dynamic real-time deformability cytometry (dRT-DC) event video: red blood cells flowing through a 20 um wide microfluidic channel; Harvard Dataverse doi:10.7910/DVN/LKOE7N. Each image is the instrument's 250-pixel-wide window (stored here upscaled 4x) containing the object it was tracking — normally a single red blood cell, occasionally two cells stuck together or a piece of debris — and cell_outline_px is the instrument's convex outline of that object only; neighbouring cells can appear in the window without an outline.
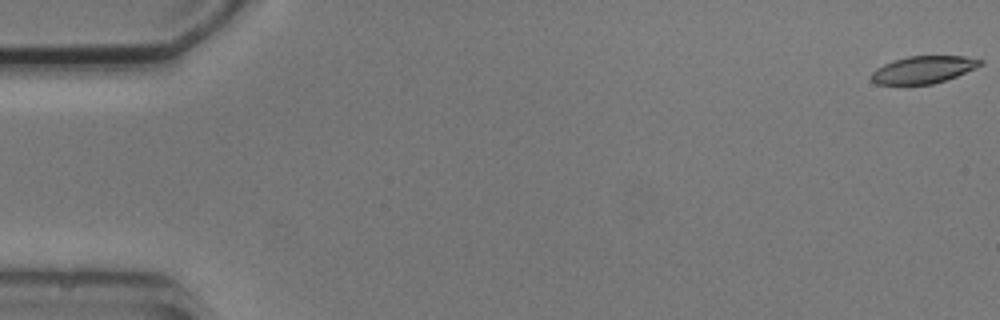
{"species": "common noctule bat (a hibernating species)", "species_latin": "Nyctalus noctula", "temperature_condition": "cold", "stored_images_in_passage": 8, "camera_frame_rate_fps": 3000, "um_per_image_px": 0.085, "animal": {"sex": "male", "body_mass_g": 20.5, "forearm_length_mm": 52.5}, "frame": {"image": 1, "passage_image": 1, "time_ms": 0.0, "image_size_px": [1000, 320], "cell_outline_px": [[984, 64], [956, 76], [932, 84], [876, 84], [868, 76], [876, 68], [884, 64], [908, 56], [964, 56], [984, 60]], "centroid_in_image_um": [78.48, 5.92], "position_along_channel_um": 6.5, "area_um2": 17.22}}
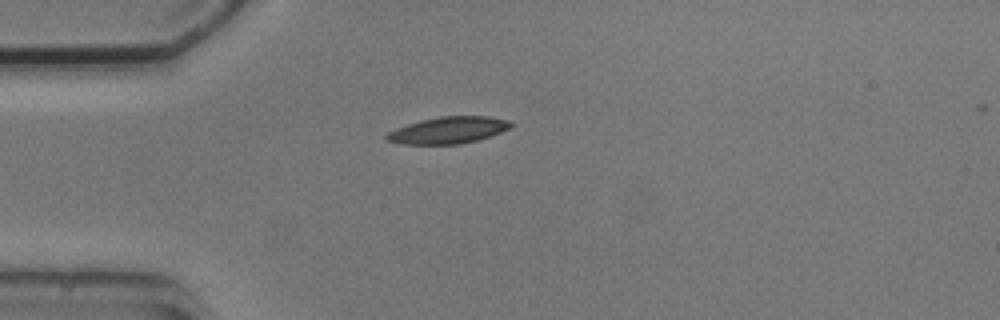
{"frame": {"image": 2, "passage_image": 5, "time_ms": 4.667, "image_size_px": [1000, 320], "cell_outline_px": [[516, 124], [500, 132], [476, 140], [460, 144], [400, 144], [384, 140], [384, 136], [388, 132], [396, 128], [420, 120], [440, 116], [488, 116], [508, 120]], "centroid_in_image_um": [38.06, 11.06], "position_along_channel_um": 46.9, "area_um2": 19.36}}